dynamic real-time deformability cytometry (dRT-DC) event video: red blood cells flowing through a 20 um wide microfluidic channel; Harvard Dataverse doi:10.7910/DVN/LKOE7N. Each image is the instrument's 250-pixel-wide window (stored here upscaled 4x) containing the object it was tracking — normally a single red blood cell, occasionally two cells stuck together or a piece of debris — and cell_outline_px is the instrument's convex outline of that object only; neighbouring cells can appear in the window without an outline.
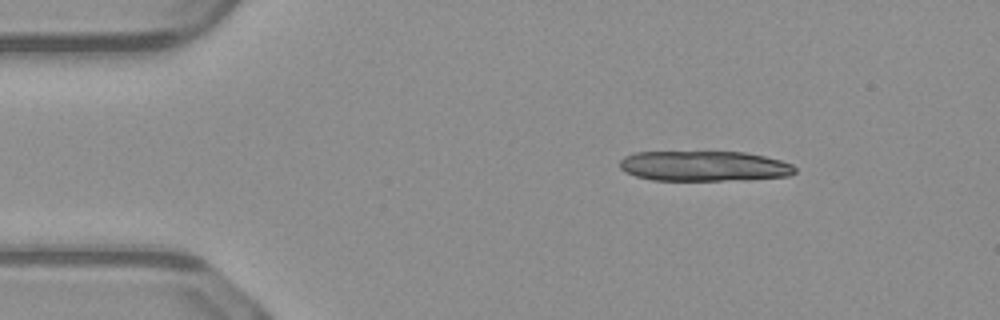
{"species": "common noctule bat (a hibernating species)", "species_latin": "Nyctalus noctula", "temperature_condition": "warm", "stored_images_in_passage": 13, "camera_frame_rate_fps": 3000, "um_per_image_px": 0.085, "animal": {"sex": "male", "body_mass_g": 23.1, "forearm_length_mm": 52.7}, "frame": {"image": 1, "passage_image": 6, "time_ms": 1.667, "image_size_px": [1000, 320], "cell_outline_px": [[796, 172], [788, 176], [748, 180], [652, 180], [636, 176], [620, 168], [620, 160], [624, 156], [636, 152], [744, 152], [764, 156], [780, 160], [792, 164], [796, 168]], "centroid_in_image_um": [59.88, 14.12], "position_along_channel_um": 25.1, "area_um2": 30.92}}